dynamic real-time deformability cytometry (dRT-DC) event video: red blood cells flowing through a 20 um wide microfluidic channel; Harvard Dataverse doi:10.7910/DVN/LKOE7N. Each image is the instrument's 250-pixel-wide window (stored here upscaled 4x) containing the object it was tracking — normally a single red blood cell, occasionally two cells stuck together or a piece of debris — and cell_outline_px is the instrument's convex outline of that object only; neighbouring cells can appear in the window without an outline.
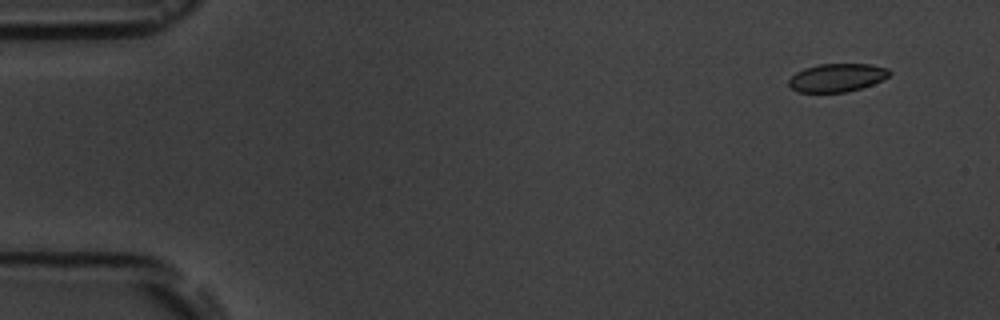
{"species": "common noctule bat (a hibernating species)", "species_latin": "Nyctalus noctula", "temperature_condition": "room temperature", "stored_images_in_passage": 5, "segment_of_instrument_passage": [1, 2], "camera_frame_rate_fps": 3000, "um_per_image_px": 0.085, "animal": {"sex": "male", "body_mass_g": 19.5, "forearm_length_mm": 54.6}, "frame": {"image": 1, "passage_image": 1, "time_ms": 0.0, "image_size_px": [1000, 320], "cell_outline_px": [[892, 72], [888, 76], [872, 84], [848, 92], [796, 92], [788, 84], [788, 80], [796, 72], [804, 68], [820, 64], [868, 64], [888, 68]], "centroid_in_image_um": [71.12, 6.6], "position_along_channel_um": 13.9, "area_um2": 16.47}}
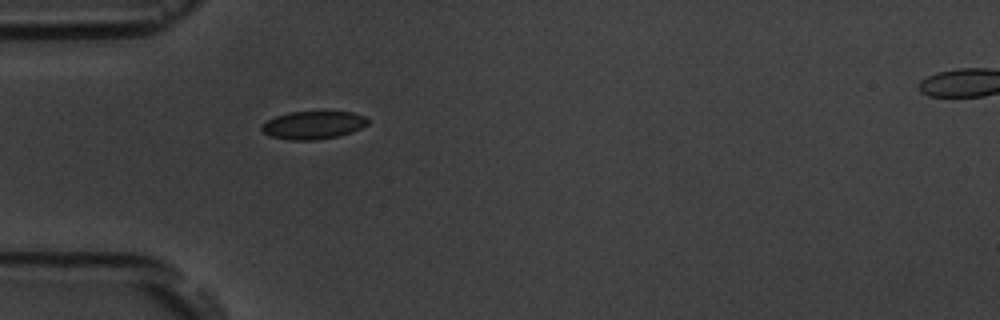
{"frame": {"image": 2, "passage_image": 4, "time_ms": 4.333, "image_size_px": [1000, 320], "cell_outline_px": [[368, 124], [352, 132], [336, 136], [316, 140], [288, 140], [272, 136], [264, 132], [260, 128], [268, 120], [276, 116], [288, 112], [352, 112], [364, 116], [368, 120]], "centroid_in_image_um": [26.63, 10.63], "position_along_channel_um": 58.4, "area_um2": 17.05}}